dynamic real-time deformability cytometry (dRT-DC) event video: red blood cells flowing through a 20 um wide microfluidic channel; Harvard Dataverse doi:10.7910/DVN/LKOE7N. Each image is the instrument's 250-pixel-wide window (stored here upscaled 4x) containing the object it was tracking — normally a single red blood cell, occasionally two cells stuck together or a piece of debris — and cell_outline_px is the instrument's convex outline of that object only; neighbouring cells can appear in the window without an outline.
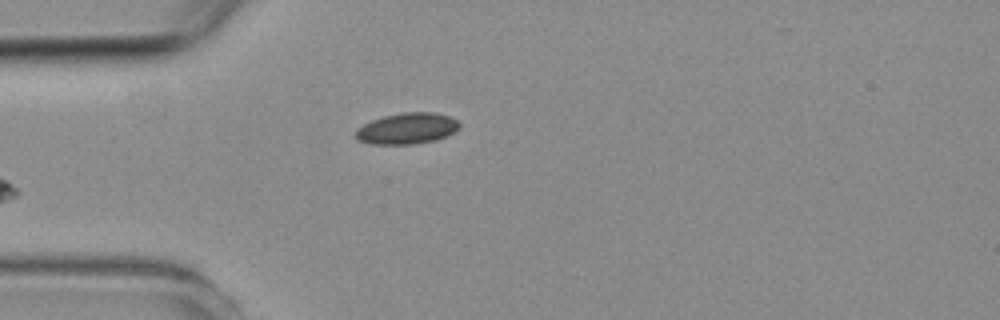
{"species": "common noctule bat (a hibernating species)", "species_latin": "Nyctalus noctula", "temperature_condition": "room temperature", "stored_images_in_passage": 3, "camera_frame_rate_fps": 3000, "um_per_image_px": 0.085, "animal": {"sex": "female", "body_mass_g": 19.3, "forearm_length_mm": 54.1}, "frame": {"image": 1, "passage_image": 2, "time_ms": 2.0, "image_size_px": [1000, 320], "cell_outline_px": [[460, 128], [436, 140], [412, 144], [368, 144], [356, 140], [356, 128], [372, 120], [384, 116], [404, 112], [432, 112], [448, 116], [456, 120], [460, 124]], "centroid_in_image_um": [34.56, 10.92], "position_along_channel_um": 50.4, "area_um2": 18.73}}